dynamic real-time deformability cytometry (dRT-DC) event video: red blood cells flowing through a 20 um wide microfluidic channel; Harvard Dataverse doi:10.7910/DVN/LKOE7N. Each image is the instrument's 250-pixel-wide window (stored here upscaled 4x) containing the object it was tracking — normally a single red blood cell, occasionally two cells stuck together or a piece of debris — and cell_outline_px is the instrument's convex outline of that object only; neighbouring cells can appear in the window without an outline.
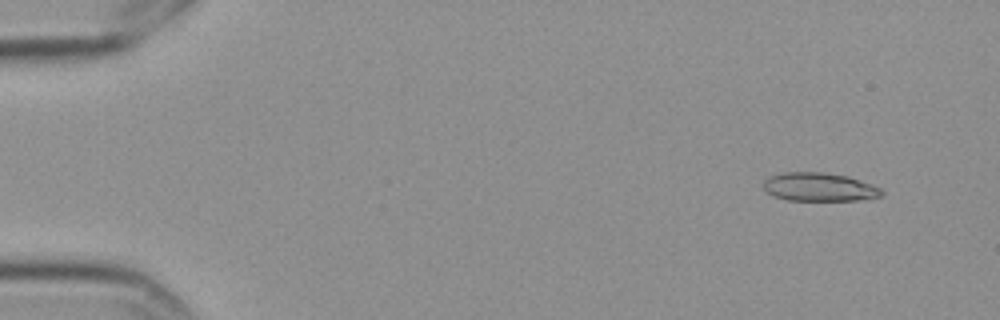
{"species": "Egyptian fruit bat (a non-hibernating species)", "species_latin": "Rousettus aegyptiacus", "temperature_condition": "cold", "stored_images_in_passage": 6, "camera_frame_rate_fps": 3000, "um_per_image_px": 0.085, "frame": {"image": 1, "passage_image": 1, "time_ms": 0.0, "image_size_px": [1000, 320], "cell_outline_px": [[884, 192], [880, 196], [872, 200], [788, 200], [772, 196], [764, 188], [764, 180], [768, 176], [784, 172], [824, 172], [848, 176], [872, 184], [880, 188]], "centroid_in_image_um": [69.66, 15.9], "position_along_channel_um": 15.3, "area_um2": 19.83}}
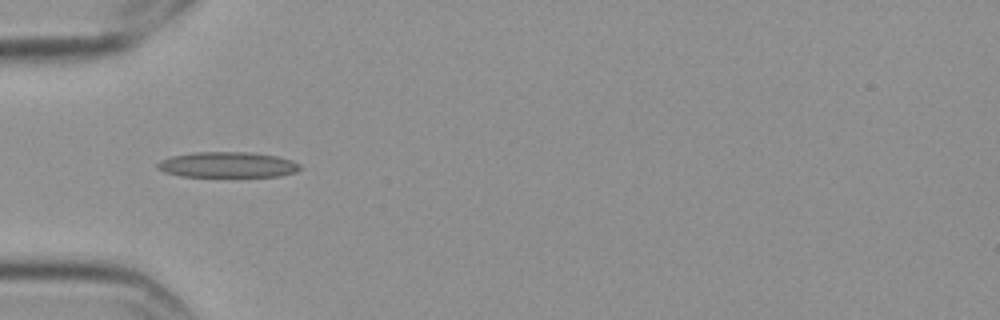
{"frame": {"image": 2, "passage_image": 5, "time_ms": 1.333, "image_size_px": [1000, 320], "cell_outline_px": [[300, 168], [296, 172], [280, 176], [180, 176], [164, 172], [156, 168], [156, 164], [160, 160], [172, 156], [192, 152], [252, 152], [276, 156], [292, 160], [300, 164]], "centroid_in_image_um": [19.32, 14.0], "position_along_channel_um": 65.7, "area_um2": 21.27}}
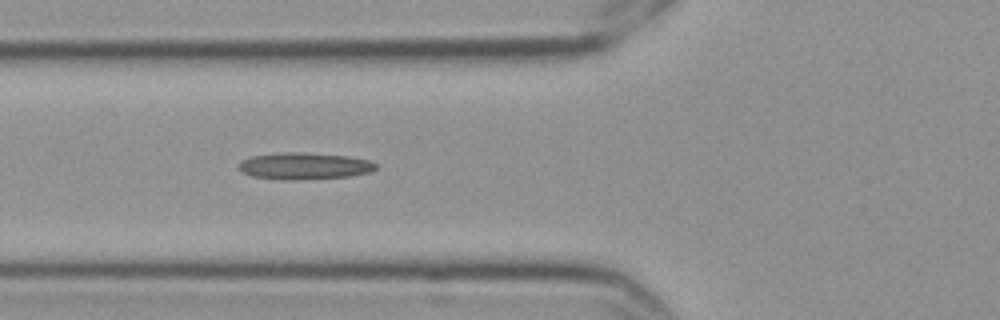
{"frame": {"image": 3, "passage_image": 6, "time_ms": 1.667, "image_size_px": [1000, 320], "cell_outline_px": [[380, 164], [372, 172], [348, 176], [296, 180], [284, 180], [252, 176], [236, 168], [240, 160], [252, 156], [284, 152], [300, 152], [348, 156], [368, 160]], "centroid_in_image_um": [25.87, 14.11], "position_along_channel_um": 99.9, "area_um2": 21.5}}